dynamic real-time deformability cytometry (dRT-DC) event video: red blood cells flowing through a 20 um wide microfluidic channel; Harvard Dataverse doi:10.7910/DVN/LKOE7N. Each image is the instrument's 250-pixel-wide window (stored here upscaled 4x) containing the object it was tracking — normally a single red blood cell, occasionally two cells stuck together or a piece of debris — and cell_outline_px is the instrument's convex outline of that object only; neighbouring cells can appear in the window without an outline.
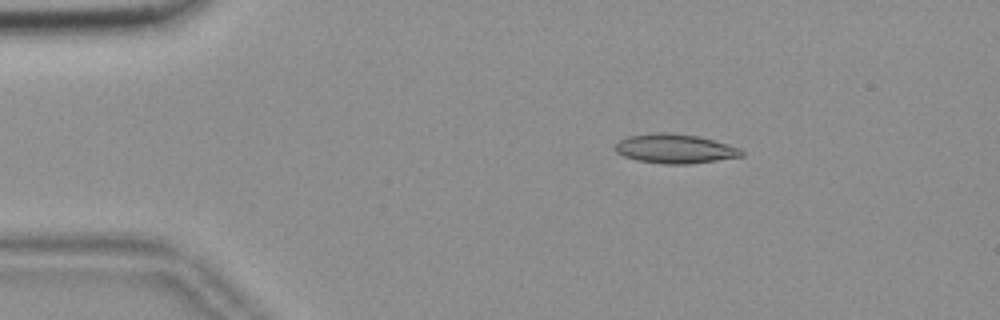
{"species": "common noctule bat (a hibernating species)", "species_latin": "Nyctalus noctula", "temperature_condition": "room temperature", "stored_images_in_passage": 55, "camera_frame_rate_fps": 3000, "um_per_image_px": 0.085, "animal": {"sex": "female", "body_mass_g": 18.4}, "frame": {"image": 1, "passage_image": 9, "time_ms": 2.667, "image_size_px": [1000, 320], "cell_outline_px": [[744, 156], [688, 164], [664, 164], [636, 160], [624, 156], [616, 152], [616, 144], [620, 140], [628, 136], [652, 132], [668, 132], [696, 136], [712, 140], [740, 148], [744, 152]], "centroid_in_image_um": [57.35, 12.64], "position_along_channel_um": 27.6, "area_um2": 21.44}}
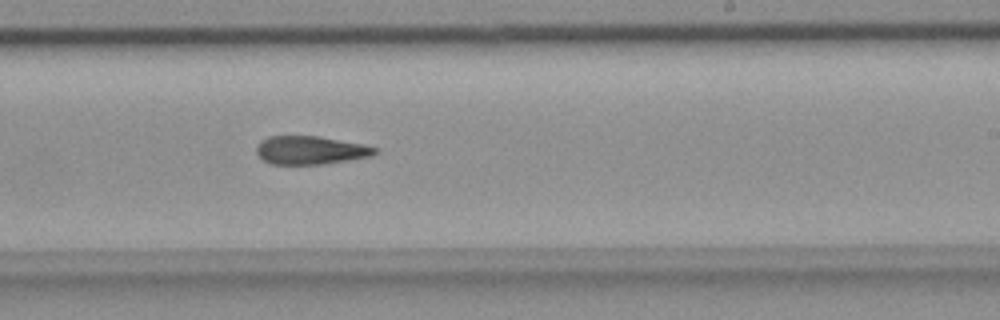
{"frame": {"image": 2, "passage_image": 33, "time_ms": 10.667, "image_size_px": [1000, 320], "cell_outline_px": [[376, 152], [372, 156], [324, 164], [272, 164], [264, 160], [256, 152], [256, 144], [260, 140], [268, 136], [316, 136], [364, 144], [376, 148]], "centroid_in_image_um": [26.36, 12.76], "position_along_channel_um": 262.6, "area_um2": 19.48}}
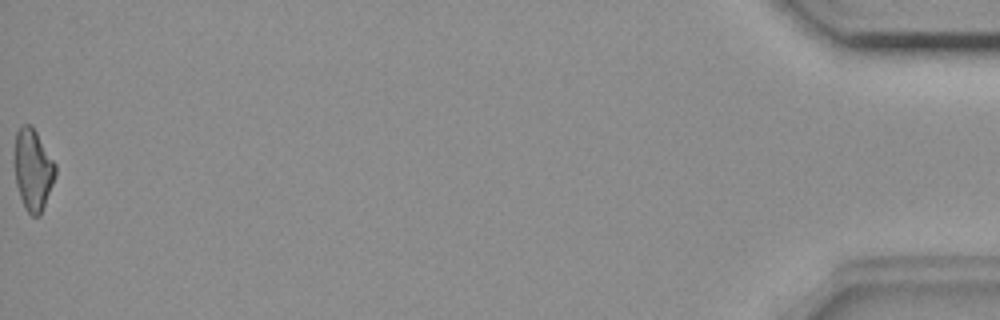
{"frame": {"image": 3, "passage_image": 55, "time_ms": 18.0, "image_size_px": [1000, 320], "cell_outline_px": [[56, 176], [40, 216], [32, 216], [24, 208], [16, 184], [12, 160], [16, 132], [24, 124], [32, 124], [56, 164]], "centroid_in_image_um": [2.78, 14.4], "position_along_channel_um": 432.4, "area_um2": 19.94}, "authors_computed_cell_mechanics": {"area_um2": 20.4612, "velocity_mm_per_s": 3.6882, "shape_relaxation_time_tau1_ms": null, "shape_relaxation_time_tau2_ms": 5.2257, "deformation_change_tau1": null, "deformation_change_tau2": 0.1548}}